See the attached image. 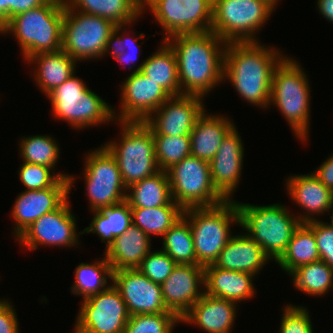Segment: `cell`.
<instances>
[{
    "mask_svg": "<svg viewBox=\"0 0 333 333\" xmlns=\"http://www.w3.org/2000/svg\"><path fill=\"white\" fill-rule=\"evenodd\" d=\"M164 41L176 56L181 94L205 98L224 82L227 43L214 32L179 33Z\"/></svg>",
    "mask_w": 333,
    "mask_h": 333,
    "instance_id": "1",
    "label": "cell"
},
{
    "mask_svg": "<svg viewBox=\"0 0 333 333\" xmlns=\"http://www.w3.org/2000/svg\"><path fill=\"white\" fill-rule=\"evenodd\" d=\"M162 238L161 250L177 264L197 265L192 231L184 216L177 220Z\"/></svg>",
    "mask_w": 333,
    "mask_h": 333,
    "instance_id": "37",
    "label": "cell"
},
{
    "mask_svg": "<svg viewBox=\"0 0 333 333\" xmlns=\"http://www.w3.org/2000/svg\"><path fill=\"white\" fill-rule=\"evenodd\" d=\"M179 322L181 319L175 313L132 315L123 333H172Z\"/></svg>",
    "mask_w": 333,
    "mask_h": 333,
    "instance_id": "42",
    "label": "cell"
},
{
    "mask_svg": "<svg viewBox=\"0 0 333 333\" xmlns=\"http://www.w3.org/2000/svg\"><path fill=\"white\" fill-rule=\"evenodd\" d=\"M142 9L143 13L150 9L163 29V40L179 33L211 30L213 0H143Z\"/></svg>",
    "mask_w": 333,
    "mask_h": 333,
    "instance_id": "13",
    "label": "cell"
},
{
    "mask_svg": "<svg viewBox=\"0 0 333 333\" xmlns=\"http://www.w3.org/2000/svg\"><path fill=\"white\" fill-rule=\"evenodd\" d=\"M93 215L92 222L78 234L94 233L100 237L107 249L115 237L125 233L132 225L130 205L123 201L114 206L106 207L99 211H91Z\"/></svg>",
    "mask_w": 333,
    "mask_h": 333,
    "instance_id": "32",
    "label": "cell"
},
{
    "mask_svg": "<svg viewBox=\"0 0 333 333\" xmlns=\"http://www.w3.org/2000/svg\"><path fill=\"white\" fill-rule=\"evenodd\" d=\"M183 216L192 231L197 265L214 264L230 238L231 224L239 225L236 201L226 200L213 207L185 209Z\"/></svg>",
    "mask_w": 333,
    "mask_h": 333,
    "instance_id": "7",
    "label": "cell"
},
{
    "mask_svg": "<svg viewBox=\"0 0 333 333\" xmlns=\"http://www.w3.org/2000/svg\"><path fill=\"white\" fill-rule=\"evenodd\" d=\"M313 173L333 192V153Z\"/></svg>",
    "mask_w": 333,
    "mask_h": 333,
    "instance_id": "48",
    "label": "cell"
},
{
    "mask_svg": "<svg viewBox=\"0 0 333 333\" xmlns=\"http://www.w3.org/2000/svg\"><path fill=\"white\" fill-rule=\"evenodd\" d=\"M18 170V176L21 184H24L26 189L24 190H41L48 187H52L60 178H69L70 180V192L71 188L75 183V176L62 173L55 172L50 167H46L43 165L30 164L26 162H22Z\"/></svg>",
    "mask_w": 333,
    "mask_h": 333,
    "instance_id": "41",
    "label": "cell"
},
{
    "mask_svg": "<svg viewBox=\"0 0 333 333\" xmlns=\"http://www.w3.org/2000/svg\"><path fill=\"white\" fill-rule=\"evenodd\" d=\"M279 48L261 42L227 43L223 80L253 106L269 109L272 75L286 56Z\"/></svg>",
    "mask_w": 333,
    "mask_h": 333,
    "instance_id": "2",
    "label": "cell"
},
{
    "mask_svg": "<svg viewBox=\"0 0 333 333\" xmlns=\"http://www.w3.org/2000/svg\"><path fill=\"white\" fill-rule=\"evenodd\" d=\"M177 263L162 250H151L137 268L154 283L162 284L172 273Z\"/></svg>",
    "mask_w": 333,
    "mask_h": 333,
    "instance_id": "43",
    "label": "cell"
},
{
    "mask_svg": "<svg viewBox=\"0 0 333 333\" xmlns=\"http://www.w3.org/2000/svg\"><path fill=\"white\" fill-rule=\"evenodd\" d=\"M95 259L93 263L81 262L75 268V281L71 287L73 295L82 296L83 300L89 296L106 290L112 284V268L105 258ZM108 279H110V283Z\"/></svg>",
    "mask_w": 333,
    "mask_h": 333,
    "instance_id": "34",
    "label": "cell"
},
{
    "mask_svg": "<svg viewBox=\"0 0 333 333\" xmlns=\"http://www.w3.org/2000/svg\"><path fill=\"white\" fill-rule=\"evenodd\" d=\"M68 198L58 209L44 214L28 226L17 238L24 249L39 246L75 247L79 245L77 220Z\"/></svg>",
    "mask_w": 333,
    "mask_h": 333,
    "instance_id": "15",
    "label": "cell"
},
{
    "mask_svg": "<svg viewBox=\"0 0 333 333\" xmlns=\"http://www.w3.org/2000/svg\"><path fill=\"white\" fill-rule=\"evenodd\" d=\"M112 284L122 296L130 316L173 313L163 301L161 285L154 283L137 269L113 271Z\"/></svg>",
    "mask_w": 333,
    "mask_h": 333,
    "instance_id": "18",
    "label": "cell"
},
{
    "mask_svg": "<svg viewBox=\"0 0 333 333\" xmlns=\"http://www.w3.org/2000/svg\"><path fill=\"white\" fill-rule=\"evenodd\" d=\"M158 167L167 171L173 165L191 155L190 135H153Z\"/></svg>",
    "mask_w": 333,
    "mask_h": 333,
    "instance_id": "40",
    "label": "cell"
},
{
    "mask_svg": "<svg viewBox=\"0 0 333 333\" xmlns=\"http://www.w3.org/2000/svg\"><path fill=\"white\" fill-rule=\"evenodd\" d=\"M271 259L244 231L233 235L214 262L215 267L257 276Z\"/></svg>",
    "mask_w": 333,
    "mask_h": 333,
    "instance_id": "24",
    "label": "cell"
},
{
    "mask_svg": "<svg viewBox=\"0 0 333 333\" xmlns=\"http://www.w3.org/2000/svg\"><path fill=\"white\" fill-rule=\"evenodd\" d=\"M280 322V333H314L308 308L285 304Z\"/></svg>",
    "mask_w": 333,
    "mask_h": 333,
    "instance_id": "44",
    "label": "cell"
},
{
    "mask_svg": "<svg viewBox=\"0 0 333 333\" xmlns=\"http://www.w3.org/2000/svg\"><path fill=\"white\" fill-rule=\"evenodd\" d=\"M131 208L132 225L139 227L149 237L163 235L183 216L179 205H163L153 208Z\"/></svg>",
    "mask_w": 333,
    "mask_h": 333,
    "instance_id": "35",
    "label": "cell"
},
{
    "mask_svg": "<svg viewBox=\"0 0 333 333\" xmlns=\"http://www.w3.org/2000/svg\"><path fill=\"white\" fill-rule=\"evenodd\" d=\"M166 172L172 198L183 210L213 207L226 201L213 185L207 161L190 155Z\"/></svg>",
    "mask_w": 333,
    "mask_h": 333,
    "instance_id": "10",
    "label": "cell"
},
{
    "mask_svg": "<svg viewBox=\"0 0 333 333\" xmlns=\"http://www.w3.org/2000/svg\"><path fill=\"white\" fill-rule=\"evenodd\" d=\"M132 26V23L128 24V26H116L112 34L109 36L103 52V57L110 54L114 59H116V61H118V63L120 62L122 65L127 64L129 70L136 67L135 62L139 59L137 51H139V47L141 48L137 41L139 38L144 37V33L138 34L137 37H130L129 28H132Z\"/></svg>",
    "mask_w": 333,
    "mask_h": 333,
    "instance_id": "39",
    "label": "cell"
},
{
    "mask_svg": "<svg viewBox=\"0 0 333 333\" xmlns=\"http://www.w3.org/2000/svg\"><path fill=\"white\" fill-rule=\"evenodd\" d=\"M274 9L263 0H213L211 31L226 43L260 42Z\"/></svg>",
    "mask_w": 333,
    "mask_h": 333,
    "instance_id": "9",
    "label": "cell"
},
{
    "mask_svg": "<svg viewBox=\"0 0 333 333\" xmlns=\"http://www.w3.org/2000/svg\"><path fill=\"white\" fill-rule=\"evenodd\" d=\"M239 226L276 262L285 252L296 229L302 223L285 205H251L238 202ZM291 213V214H290ZM247 231V232H246Z\"/></svg>",
    "mask_w": 333,
    "mask_h": 333,
    "instance_id": "5",
    "label": "cell"
},
{
    "mask_svg": "<svg viewBox=\"0 0 333 333\" xmlns=\"http://www.w3.org/2000/svg\"><path fill=\"white\" fill-rule=\"evenodd\" d=\"M161 290L167 309L181 319L204 294V266L177 264Z\"/></svg>",
    "mask_w": 333,
    "mask_h": 333,
    "instance_id": "20",
    "label": "cell"
},
{
    "mask_svg": "<svg viewBox=\"0 0 333 333\" xmlns=\"http://www.w3.org/2000/svg\"><path fill=\"white\" fill-rule=\"evenodd\" d=\"M121 84L120 112L118 114L113 110L116 122H144L170 97L159 84L140 71L129 74Z\"/></svg>",
    "mask_w": 333,
    "mask_h": 333,
    "instance_id": "16",
    "label": "cell"
},
{
    "mask_svg": "<svg viewBox=\"0 0 333 333\" xmlns=\"http://www.w3.org/2000/svg\"><path fill=\"white\" fill-rule=\"evenodd\" d=\"M64 12V0H48L10 18L4 24L3 35L15 37L25 62L38 53L62 50Z\"/></svg>",
    "mask_w": 333,
    "mask_h": 333,
    "instance_id": "3",
    "label": "cell"
},
{
    "mask_svg": "<svg viewBox=\"0 0 333 333\" xmlns=\"http://www.w3.org/2000/svg\"><path fill=\"white\" fill-rule=\"evenodd\" d=\"M48 0H5V23L13 16L40 7Z\"/></svg>",
    "mask_w": 333,
    "mask_h": 333,
    "instance_id": "47",
    "label": "cell"
},
{
    "mask_svg": "<svg viewBox=\"0 0 333 333\" xmlns=\"http://www.w3.org/2000/svg\"><path fill=\"white\" fill-rule=\"evenodd\" d=\"M3 31H4V24L0 21V34L3 35Z\"/></svg>",
    "mask_w": 333,
    "mask_h": 333,
    "instance_id": "52",
    "label": "cell"
},
{
    "mask_svg": "<svg viewBox=\"0 0 333 333\" xmlns=\"http://www.w3.org/2000/svg\"><path fill=\"white\" fill-rule=\"evenodd\" d=\"M297 290L311 296H325L333 289V269L319 260L293 270L289 277Z\"/></svg>",
    "mask_w": 333,
    "mask_h": 333,
    "instance_id": "36",
    "label": "cell"
},
{
    "mask_svg": "<svg viewBox=\"0 0 333 333\" xmlns=\"http://www.w3.org/2000/svg\"><path fill=\"white\" fill-rule=\"evenodd\" d=\"M152 239L139 227L131 225L122 235L115 237L104 255L112 271L137 269L152 250Z\"/></svg>",
    "mask_w": 333,
    "mask_h": 333,
    "instance_id": "27",
    "label": "cell"
},
{
    "mask_svg": "<svg viewBox=\"0 0 333 333\" xmlns=\"http://www.w3.org/2000/svg\"><path fill=\"white\" fill-rule=\"evenodd\" d=\"M263 1H265L274 10H276V7H277V5L279 3V0H263Z\"/></svg>",
    "mask_w": 333,
    "mask_h": 333,
    "instance_id": "51",
    "label": "cell"
},
{
    "mask_svg": "<svg viewBox=\"0 0 333 333\" xmlns=\"http://www.w3.org/2000/svg\"><path fill=\"white\" fill-rule=\"evenodd\" d=\"M116 26L100 16L77 12L65 3L62 50L76 62L101 59Z\"/></svg>",
    "mask_w": 333,
    "mask_h": 333,
    "instance_id": "11",
    "label": "cell"
},
{
    "mask_svg": "<svg viewBox=\"0 0 333 333\" xmlns=\"http://www.w3.org/2000/svg\"><path fill=\"white\" fill-rule=\"evenodd\" d=\"M234 126L235 123L228 116L212 115L205 109L190 133L191 156L210 162Z\"/></svg>",
    "mask_w": 333,
    "mask_h": 333,
    "instance_id": "26",
    "label": "cell"
},
{
    "mask_svg": "<svg viewBox=\"0 0 333 333\" xmlns=\"http://www.w3.org/2000/svg\"><path fill=\"white\" fill-rule=\"evenodd\" d=\"M125 201L130 207L153 208L163 205H178L172 198L166 171H158L127 188Z\"/></svg>",
    "mask_w": 333,
    "mask_h": 333,
    "instance_id": "31",
    "label": "cell"
},
{
    "mask_svg": "<svg viewBox=\"0 0 333 333\" xmlns=\"http://www.w3.org/2000/svg\"><path fill=\"white\" fill-rule=\"evenodd\" d=\"M121 125V138L108 141L103 146L115 158L122 180L128 188L146 177L160 171L156 156L155 142L151 129L139 121H117Z\"/></svg>",
    "mask_w": 333,
    "mask_h": 333,
    "instance_id": "8",
    "label": "cell"
},
{
    "mask_svg": "<svg viewBox=\"0 0 333 333\" xmlns=\"http://www.w3.org/2000/svg\"><path fill=\"white\" fill-rule=\"evenodd\" d=\"M237 303L203 294L181 318V323L193 324L205 333H231L236 320Z\"/></svg>",
    "mask_w": 333,
    "mask_h": 333,
    "instance_id": "23",
    "label": "cell"
},
{
    "mask_svg": "<svg viewBox=\"0 0 333 333\" xmlns=\"http://www.w3.org/2000/svg\"><path fill=\"white\" fill-rule=\"evenodd\" d=\"M162 42L156 52L141 61L131 73L140 71L149 80L159 84L170 96L182 95L176 56L173 49L164 40Z\"/></svg>",
    "mask_w": 333,
    "mask_h": 333,
    "instance_id": "29",
    "label": "cell"
},
{
    "mask_svg": "<svg viewBox=\"0 0 333 333\" xmlns=\"http://www.w3.org/2000/svg\"><path fill=\"white\" fill-rule=\"evenodd\" d=\"M69 178H60L52 187L22 191L13 204L11 217L15 239L44 214L58 209L70 197Z\"/></svg>",
    "mask_w": 333,
    "mask_h": 333,
    "instance_id": "19",
    "label": "cell"
},
{
    "mask_svg": "<svg viewBox=\"0 0 333 333\" xmlns=\"http://www.w3.org/2000/svg\"><path fill=\"white\" fill-rule=\"evenodd\" d=\"M8 299L0 301V333H20L14 305Z\"/></svg>",
    "mask_w": 333,
    "mask_h": 333,
    "instance_id": "46",
    "label": "cell"
},
{
    "mask_svg": "<svg viewBox=\"0 0 333 333\" xmlns=\"http://www.w3.org/2000/svg\"><path fill=\"white\" fill-rule=\"evenodd\" d=\"M285 180L290 200L304 211L297 214L302 223L317 220V216L326 212L331 213L333 192L324 186L314 173L291 175Z\"/></svg>",
    "mask_w": 333,
    "mask_h": 333,
    "instance_id": "22",
    "label": "cell"
},
{
    "mask_svg": "<svg viewBox=\"0 0 333 333\" xmlns=\"http://www.w3.org/2000/svg\"><path fill=\"white\" fill-rule=\"evenodd\" d=\"M26 63H31V66L36 64L32 76L36 86L45 96L71 77L78 66L77 62L63 50L38 53L30 57Z\"/></svg>",
    "mask_w": 333,
    "mask_h": 333,
    "instance_id": "28",
    "label": "cell"
},
{
    "mask_svg": "<svg viewBox=\"0 0 333 333\" xmlns=\"http://www.w3.org/2000/svg\"><path fill=\"white\" fill-rule=\"evenodd\" d=\"M0 21L5 24V0H0Z\"/></svg>",
    "mask_w": 333,
    "mask_h": 333,
    "instance_id": "50",
    "label": "cell"
},
{
    "mask_svg": "<svg viewBox=\"0 0 333 333\" xmlns=\"http://www.w3.org/2000/svg\"><path fill=\"white\" fill-rule=\"evenodd\" d=\"M316 4L319 14L333 23V0H317Z\"/></svg>",
    "mask_w": 333,
    "mask_h": 333,
    "instance_id": "49",
    "label": "cell"
},
{
    "mask_svg": "<svg viewBox=\"0 0 333 333\" xmlns=\"http://www.w3.org/2000/svg\"><path fill=\"white\" fill-rule=\"evenodd\" d=\"M73 333H84V332H82V331L78 330L76 327H74Z\"/></svg>",
    "mask_w": 333,
    "mask_h": 333,
    "instance_id": "53",
    "label": "cell"
},
{
    "mask_svg": "<svg viewBox=\"0 0 333 333\" xmlns=\"http://www.w3.org/2000/svg\"><path fill=\"white\" fill-rule=\"evenodd\" d=\"M76 11L108 19L114 24H135L143 14V0H64Z\"/></svg>",
    "mask_w": 333,
    "mask_h": 333,
    "instance_id": "30",
    "label": "cell"
},
{
    "mask_svg": "<svg viewBox=\"0 0 333 333\" xmlns=\"http://www.w3.org/2000/svg\"><path fill=\"white\" fill-rule=\"evenodd\" d=\"M83 162L82 174L90 211H99L125 201L127 188L118 164L103 145L88 152Z\"/></svg>",
    "mask_w": 333,
    "mask_h": 333,
    "instance_id": "12",
    "label": "cell"
},
{
    "mask_svg": "<svg viewBox=\"0 0 333 333\" xmlns=\"http://www.w3.org/2000/svg\"><path fill=\"white\" fill-rule=\"evenodd\" d=\"M306 224L314 232L320 260L333 269V223L317 219Z\"/></svg>",
    "mask_w": 333,
    "mask_h": 333,
    "instance_id": "45",
    "label": "cell"
},
{
    "mask_svg": "<svg viewBox=\"0 0 333 333\" xmlns=\"http://www.w3.org/2000/svg\"><path fill=\"white\" fill-rule=\"evenodd\" d=\"M237 129L234 126L228 132L209 162L213 185L226 200H233V192L242 179L244 145Z\"/></svg>",
    "mask_w": 333,
    "mask_h": 333,
    "instance_id": "21",
    "label": "cell"
},
{
    "mask_svg": "<svg viewBox=\"0 0 333 333\" xmlns=\"http://www.w3.org/2000/svg\"><path fill=\"white\" fill-rule=\"evenodd\" d=\"M86 85L74 73L46 96L51 102L55 120L61 119L78 131L102 123H116L113 107Z\"/></svg>",
    "mask_w": 333,
    "mask_h": 333,
    "instance_id": "6",
    "label": "cell"
},
{
    "mask_svg": "<svg viewBox=\"0 0 333 333\" xmlns=\"http://www.w3.org/2000/svg\"><path fill=\"white\" fill-rule=\"evenodd\" d=\"M74 327L84 333H123L130 314L113 284L82 300Z\"/></svg>",
    "mask_w": 333,
    "mask_h": 333,
    "instance_id": "14",
    "label": "cell"
},
{
    "mask_svg": "<svg viewBox=\"0 0 333 333\" xmlns=\"http://www.w3.org/2000/svg\"><path fill=\"white\" fill-rule=\"evenodd\" d=\"M254 277L249 273L225 270L210 264L204 267V293L238 304L254 298L257 292Z\"/></svg>",
    "mask_w": 333,
    "mask_h": 333,
    "instance_id": "25",
    "label": "cell"
},
{
    "mask_svg": "<svg viewBox=\"0 0 333 333\" xmlns=\"http://www.w3.org/2000/svg\"><path fill=\"white\" fill-rule=\"evenodd\" d=\"M297 60L285 56L272 75L269 108L278 107L291 130L301 143L307 142L310 132V82ZM275 104V105H274Z\"/></svg>",
    "mask_w": 333,
    "mask_h": 333,
    "instance_id": "4",
    "label": "cell"
},
{
    "mask_svg": "<svg viewBox=\"0 0 333 333\" xmlns=\"http://www.w3.org/2000/svg\"><path fill=\"white\" fill-rule=\"evenodd\" d=\"M319 260L314 232L306 223H301L276 263L289 275L297 267Z\"/></svg>",
    "mask_w": 333,
    "mask_h": 333,
    "instance_id": "33",
    "label": "cell"
},
{
    "mask_svg": "<svg viewBox=\"0 0 333 333\" xmlns=\"http://www.w3.org/2000/svg\"><path fill=\"white\" fill-rule=\"evenodd\" d=\"M332 215L330 216L331 222L333 223V207H332Z\"/></svg>",
    "mask_w": 333,
    "mask_h": 333,
    "instance_id": "54",
    "label": "cell"
},
{
    "mask_svg": "<svg viewBox=\"0 0 333 333\" xmlns=\"http://www.w3.org/2000/svg\"><path fill=\"white\" fill-rule=\"evenodd\" d=\"M22 137L19 142L20 159L26 163L43 165L55 170L61 154L57 140L49 134Z\"/></svg>",
    "mask_w": 333,
    "mask_h": 333,
    "instance_id": "38",
    "label": "cell"
},
{
    "mask_svg": "<svg viewBox=\"0 0 333 333\" xmlns=\"http://www.w3.org/2000/svg\"><path fill=\"white\" fill-rule=\"evenodd\" d=\"M203 99L187 94L170 96L144 123L153 135H190L197 118L206 109Z\"/></svg>",
    "mask_w": 333,
    "mask_h": 333,
    "instance_id": "17",
    "label": "cell"
}]
</instances>
